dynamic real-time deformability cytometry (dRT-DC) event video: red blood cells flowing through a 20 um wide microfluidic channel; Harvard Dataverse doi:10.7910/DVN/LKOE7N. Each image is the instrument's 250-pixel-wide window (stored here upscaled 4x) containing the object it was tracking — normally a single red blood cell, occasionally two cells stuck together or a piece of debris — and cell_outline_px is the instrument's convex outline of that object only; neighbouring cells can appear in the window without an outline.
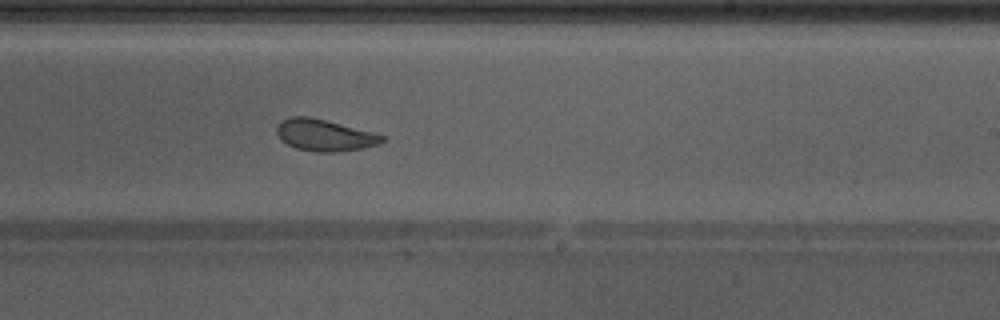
{"species": "Egyptian fruit bat (a non-hibernating species)", "species_latin": "Rousettus aegyptiacus", "temperature_condition": "warm", "stored_images_in_passage": 42, "camera_frame_rate_fps": 3000, "um_per_image_px": 0.085, "animal": {"sex": "male"}, "frame": {"image": 1, "passage_image": 24, "time_ms": 7.667, "image_size_px": [1000, 320], "cell_outline_px": [[388, 140], [380, 144], [364, 148], [336, 152], [320, 152], [296, 148], [288, 144], [276, 132], [276, 128], [280, 120], [292, 116], [308, 116], [376, 132], [388, 136]], "centroid_in_image_um": [27.69, 11.48], "position_along_channel_um": 261.3, "area_um2": 19.65}, "authors_computed_cell_mechanics": {"area_um2": 21.4438, "velocity_mm_per_s": 4.2558, "shape_relaxation_time_tau1_ms": 3.9271, "shape_relaxation_time_tau2_ms": 1.7879, "deformation_change_tau1": 0.1174, "deformation_change_tau2": 0.0885}}